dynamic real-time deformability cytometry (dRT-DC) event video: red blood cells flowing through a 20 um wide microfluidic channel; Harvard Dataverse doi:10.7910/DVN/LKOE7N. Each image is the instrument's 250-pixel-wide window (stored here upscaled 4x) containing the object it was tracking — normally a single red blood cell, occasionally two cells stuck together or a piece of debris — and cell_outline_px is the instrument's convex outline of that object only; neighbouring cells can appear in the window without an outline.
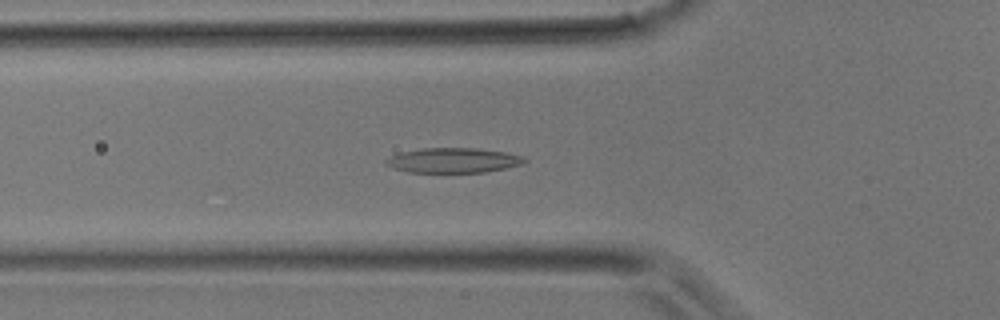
{"species": "common noctule bat (a hibernating species)", "species_latin": "Nyctalus noctula", "temperature_condition": "room temperature", "stored_images_in_passage": 34, "camera_frame_rate_fps": 3000, "um_per_image_px": 0.085, "animal": {"sex": "male", "body_mass_g": 17.9}, "frame": {"image": 1, "passage_image": 9, "time_ms": 2.667, "image_size_px": [1000, 320], "cell_outline_px": [[528, 160], [524, 164], [484, 172], [408, 172], [392, 168], [384, 164], [384, 160], [400, 152], [424, 148], [472, 148], [504, 152], [524, 156]], "centroid_in_image_um": [38.51, 13.63], "position_along_channel_um": 87.3, "area_um2": 20.06}}
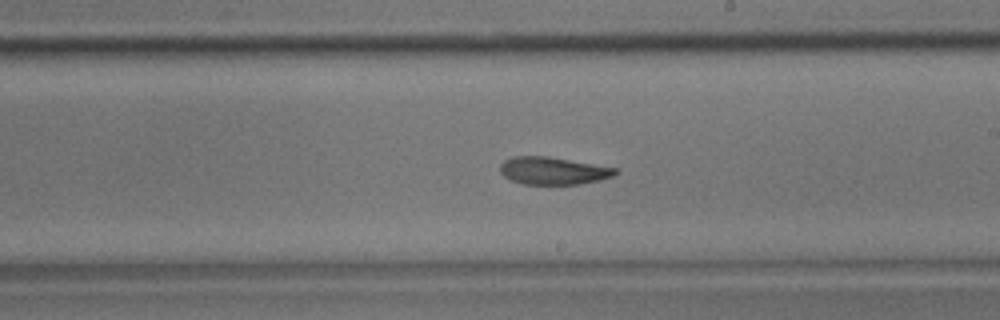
{"frame": {"image": 2, "passage_image": 18, "time_ms": 5.667, "image_size_px": [1000, 320], "cell_outline_px": [[620, 172], [612, 176], [600, 180], [580, 184], [524, 184], [508, 180], [500, 172], [500, 164], [504, 160], [512, 156], [544, 156], [616, 168]], "centroid_in_image_um": [46.97, 14.52], "position_along_channel_um": 242.0, "area_um2": 18.38}}
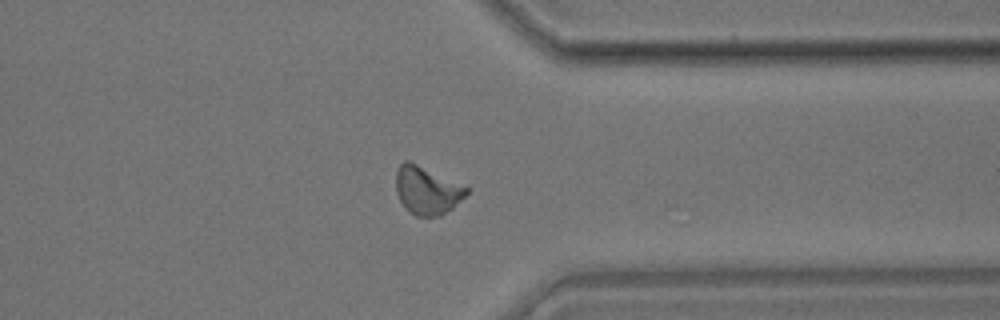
{"frame": {"image": 3, "passage_image": 26, "time_ms": 8.333, "image_size_px": [1000, 320], "cell_outline_px": [[472, 188], [452, 208], [440, 216], [416, 216], [400, 200], [396, 192], [396, 172], [400, 164], [404, 160], [408, 160]], "centroid_in_image_um": [36.31, 16.16], "position_along_channel_um": 375.1, "area_um2": 19.54}}